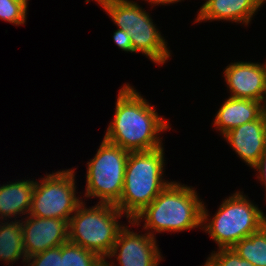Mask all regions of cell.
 I'll return each mask as SVG.
<instances>
[{
	"label": "cell",
	"instance_id": "cell-1",
	"mask_svg": "<svg viewBox=\"0 0 266 266\" xmlns=\"http://www.w3.org/2000/svg\"><path fill=\"white\" fill-rule=\"evenodd\" d=\"M115 116L104 139L129 152L149 151L162 147L159 132L169 124L141 94L129 84L120 89Z\"/></svg>",
	"mask_w": 266,
	"mask_h": 266
},
{
	"label": "cell",
	"instance_id": "cell-2",
	"mask_svg": "<svg viewBox=\"0 0 266 266\" xmlns=\"http://www.w3.org/2000/svg\"><path fill=\"white\" fill-rule=\"evenodd\" d=\"M193 188L170 182L159 195L129 222L153 232L183 231L199 227L208 221V212Z\"/></svg>",
	"mask_w": 266,
	"mask_h": 266
},
{
	"label": "cell",
	"instance_id": "cell-3",
	"mask_svg": "<svg viewBox=\"0 0 266 266\" xmlns=\"http://www.w3.org/2000/svg\"><path fill=\"white\" fill-rule=\"evenodd\" d=\"M163 151L161 147L129 153L121 198L115 204L129 220H133L170 183L162 180Z\"/></svg>",
	"mask_w": 266,
	"mask_h": 266
},
{
	"label": "cell",
	"instance_id": "cell-4",
	"mask_svg": "<svg viewBox=\"0 0 266 266\" xmlns=\"http://www.w3.org/2000/svg\"><path fill=\"white\" fill-rule=\"evenodd\" d=\"M122 214L114 204L98 202L86 209L82 202L68 222V241L106 260L124 227L117 221Z\"/></svg>",
	"mask_w": 266,
	"mask_h": 266
},
{
	"label": "cell",
	"instance_id": "cell-5",
	"mask_svg": "<svg viewBox=\"0 0 266 266\" xmlns=\"http://www.w3.org/2000/svg\"><path fill=\"white\" fill-rule=\"evenodd\" d=\"M118 28L127 31L133 52H142L154 63L164 64L170 57L165 39L151 17L137 3L128 0H107L100 4Z\"/></svg>",
	"mask_w": 266,
	"mask_h": 266
},
{
	"label": "cell",
	"instance_id": "cell-6",
	"mask_svg": "<svg viewBox=\"0 0 266 266\" xmlns=\"http://www.w3.org/2000/svg\"><path fill=\"white\" fill-rule=\"evenodd\" d=\"M242 194L236 192L225 199L214 218L203 226L219 248H232L266 224L263 212Z\"/></svg>",
	"mask_w": 266,
	"mask_h": 266
},
{
	"label": "cell",
	"instance_id": "cell-7",
	"mask_svg": "<svg viewBox=\"0 0 266 266\" xmlns=\"http://www.w3.org/2000/svg\"><path fill=\"white\" fill-rule=\"evenodd\" d=\"M129 151L105 139L90 162L86 175V197H98L99 203L116 204L124 185Z\"/></svg>",
	"mask_w": 266,
	"mask_h": 266
},
{
	"label": "cell",
	"instance_id": "cell-8",
	"mask_svg": "<svg viewBox=\"0 0 266 266\" xmlns=\"http://www.w3.org/2000/svg\"><path fill=\"white\" fill-rule=\"evenodd\" d=\"M74 170H62L34 182L30 215L39 218L70 220L82 203L75 195Z\"/></svg>",
	"mask_w": 266,
	"mask_h": 266
},
{
	"label": "cell",
	"instance_id": "cell-9",
	"mask_svg": "<svg viewBox=\"0 0 266 266\" xmlns=\"http://www.w3.org/2000/svg\"><path fill=\"white\" fill-rule=\"evenodd\" d=\"M126 227L120 230L107 258L117 256L116 253L119 251L117 260L120 266H158L162 257L154 233L139 235ZM104 266L113 265L104 260Z\"/></svg>",
	"mask_w": 266,
	"mask_h": 266
},
{
	"label": "cell",
	"instance_id": "cell-10",
	"mask_svg": "<svg viewBox=\"0 0 266 266\" xmlns=\"http://www.w3.org/2000/svg\"><path fill=\"white\" fill-rule=\"evenodd\" d=\"M68 222L57 218H39L31 215L27 220L21 221L26 258L66 243Z\"/></svg>",
	"mask_w": 266,
	"mask_h": 266
},
{
	"label": "cell",
	"instance_id": "cell-11",
	"mask_svg": "<svg viewBox=\"0 0 266 266\" xmlns=\"http://www.w3.org/2000/svg\"><path fill=\"white\" fill-rule=\"evenodd\" d=\"M225 80L232 98H262L266 85V63L235 62L225 68Z\"/></svg>",
	"mask_w": 266,
	"mask_h": 266
},
{
	"label": "cell",
	"instance_id": "cell-12",
	"mask_svg": "<svg viewBox=\"0 0 266 266\" xmlns=\"http://www.w3.org/2000/svg\"><path fill=\"white\" fill-rule=\"evenodd\" d=\"M224 137L236 154L253 168L266 146V120L261 116L230 130Z\"/></svg>",
	"mask_w": 266,
	"mask_h": 266
},
{
	"label": "cell",
	"instance_id": "cell-13",
	"mask_svg": "<svg viewBox=\"0 0 266 266\" xmlns=\"http://www.w3.org/2000/svg\"><path fill=\"white\" fill-rule=\"evenodd\" d=\"M260 104L252 99L229 97L218 110L214 126L224 135L244 123L257 120L262 116Z\"/></svg>",
	"mask_w": 266,
	"mask_h": 266
},
{
	"label": "cell",
	"instance_id": "cell-14",
	"mask_svg": "<svg viewBox=\"0 0 266 266\" xmlns=\"http://www.w3.org/2000/svg\"><path fill=\"white\" fill-rule=\"evenodd\" d=\"M260 6L259 0H211L199 11L195 22L215 19L248 24Z\"/></svg>",
	"mask_w": 266,
	"mask_h": 266
},
{
	"label": "cell",
	"instance_id": "cell-15",
	"mask_svg": "<svg viewBox=\"0 0 266 266\" xmlns=\"http://www.w3.org/2000/svg\"><path fill=\"white\" fill-rule=\"evenodd\" d=\"M33 189L34 181L30 179L0 186V217L4 220L25 212L29 215Z\"/></svg>",
	"mask_w": 266,
	"mask_h": 266
},
{
	"label": "cell",
	"instance_id": "cell-16",
	"mask_svg": "<svg viewBox=\"0 0 266 266\" xmlns=\"http://www.w3.org/2000/svg\"><path fill=\"white\" fill-rule=\"evenodd\" d=\"M12 222V223H11ZM0 224V260L14 262L21 256L26 260L20 221ZM3 225V226H2Z\"/></svg>",
	"mask_w": 266,
	"mask_h": 266
},
{
	"label": "cell",
	"instance_id": "cell-17",
	"mask_svg": "<svg viewBox=\"0 0 266 266\" xmlns=\"http://www.w3.org/2000/svg\"><path fill=\"white\" fill-rule=\"evenodd\" d=\"M232 249L254 266H266V224L259 231L237 242Z\"/></svg>",
	"mask_w": 266,
	"mask_h": 266
},
{
	"label": "cell",
	"instance_id": "cell-18",
	"mask_svg": "<svg viewBox=\"0 0 266 266\" xmlns=\"http://www.w3.org/2000/svg\"><path fill=\"white\" fill-rule=\"evenodd\" d=\"M62 266H104L96 253L69 241L61 245Z\"/></svg>",
	"mask_w": 266,
	"mask_h": 266
},
{
	"label": "cell",
	"instance_id": "cell-19",
	"mask_svg": "<svg viewBox=\"0 0 266 266\" xmlns=\"http://www.w3.org/2000/svg\"><path fill=\"white\" fill-rule=\"evenodd\" d=\"M28 0H0V19L21 25L26 21Z\"/></svg>",
	"mask_w": 266,
	"mask_h": 266
},
{
	"label": "cell",
	"instance_id": "cell-20",
	"mask_svg": "<svg viewBox=\"0 0 266 266\" xmlns=\"http://www.w3.org/2000/svg\"><path fill=\"white\" fill-rule=\"evenodd\" d=\"M204 266H254L242 259L232 248H219L217 253H211Z\"/></svg>",
	"mask_w": 266,
	"mask_h": 266
},
{
	"label": "cell",
	"instance_id": "cell-21",
	"mask_svg": "<svg viewBox=\"0 0 266 266\" xmlns=\"http://www.w3.org/2000/svg\"><path fill=\"white\" fill-rule=\"evenodd\" d=\"M26 261L31 262L28 266H62L61 246L34 254L26 258Z\"/></svg>",
	"mask_w": 266,
	"mask_h": 266
},
{
	"label": "cell",
	"instance_id": "cell-22",
	"mask_svg": "<svg viewBox=\"0 0 266 266\" xmlns=\"http://www.w3.org/2000/svg\"><path fill=\"white\" fill-rule=\"evenodd\" d=\"M113 40L123 51L133 52V45L127 31L121 29L116 30L113 34Z\"/></svg>",
	"mask_w": 266,
	"mask_h": 266
},
{
	"label": "cell",
	"instance_id": "cell-23",
	"mask_svg": "<svg viewBox=\"0 0 266 266\" xmlns=\"http://www.w3.org/2000/svg\"><path fill=\"white\" fill-rule=\"evenodd\" d=\"M253 168L256 169V171L258 170L260 175H258V179H260L262 182L264 181V185L266 187V146L257 164Z\"/></svg>",
	"mask_w": 266,
	"mask_h": 266
},
{
	"label": "cell",
	"instance_id": "cell-24",
	"mask_svg": "<svg viewBox=\"0 0 266 266\" xmlns=\"http://www.w3.org/2000/svg\"><path fill=\"white\" fill-rule=\"evenodd\" d=\"M260 103H262V104H260L261 105L262 117L266 120V85H265V88H264L263 95H262V98L260 100Z\"/></svg>",
	"mask_w": 266,
	"mask_h": 266
},
{
	"label": "cell",
	"instance_id": "cell-25",
	"mask_svg": "<svg viewBox=\"0 0 266 266\" xmlns=\"http://www.w3.org/2000/svg\"><path fill=\"white\" fill-rule=\"evenodd\" d=\"M146 1H149L151 4H156V5H165V4H171V3H174V2H178V1H181V0H146Z\"/></svg>",
	"mask_w": 266,
	"mask_h": 266
},
{
	"label": "cell",
	"instance_id": "cell-26",
	"mask_svg": "<svg viewBox=\"0 0 266 266\" xmlns=\"http://www.w3.org/2000/svg\"><path fill=\"white\" fill-rule=\"evenodd\" d=\"M209 1H211V0H207L202 6H201V8H200V10L209 2Z\"/></svg>",
	"mask_w": 266,
	"mask_h": 266
},
{
	"label": "cell",
	"instance_id": "cell-27",
	"mask_svg": "<svg viewBox=\"0 0 266 266\" xmlns=\"http://www.w3.org/2000/svg\"><path fill=\"white\" fill-rule=\"evenodd\" d=\"M95 1H97L98 4H101L102 2L107 1V0H95Z\"/></svg>",
	"mask_w": 266,
	"mask_h": 266
},
{
	"label": "cell",
	"instance_id": "cell-28",
	"mask_svg": "<svg viewBox=\"0 0 266 266\" xmlns=\"http://www.w3.org/2000/svg\"><path fill=\"white\" fill-rule=\"evenodd\" d=\"M259 1H260L261 5H262V4H264V2H265L266 0H259Z\"/></svg>",
	"mask_w": 266,
	"mask_h": 266
}]
</instances>
